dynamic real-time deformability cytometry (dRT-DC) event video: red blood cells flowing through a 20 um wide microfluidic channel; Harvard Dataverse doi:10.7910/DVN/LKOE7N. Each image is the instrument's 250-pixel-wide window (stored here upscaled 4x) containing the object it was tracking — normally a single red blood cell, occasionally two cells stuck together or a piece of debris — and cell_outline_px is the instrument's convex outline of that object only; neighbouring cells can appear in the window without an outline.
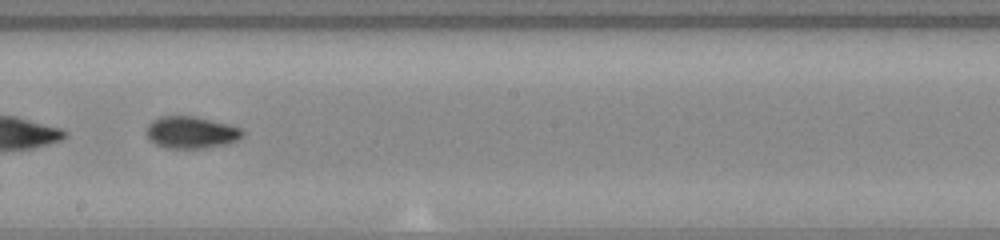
{"species": "common noctule bat (a hibernating species)", "species_latin": "Nyctalus noctula", "temperature_condition": "warm", "stored_images_in_passage": 54, "camera_frame_rate_fps": 3000, "um_per_image_px": 0.085, "animal": {"sex": "female", "body_mass_g": 23.0, "forearm_length_mm": 53.4}, "frame": {"image": 1, "passage_image": 31, "time_ms": 10.0, "image_size_px": [1000, 240], "cell_outline_px": [[244, 136], [228, 144], [204, 148], [168, 148], [156, 144], [148, 140], [144, 132], [144, 128], [152, 120], [160, 116], [196, 116], [228, 124], [240, 128], [244, 132]], "centroid_in_image_um": [16.2, 11.25], "position_along_channel_um": 232.0, "area_um2": 18.21}, "authors_computed_cell_mechanics": {"area_um2": 17.8024, "velocity_mm_per_s": 3.7826, "shape_relaxation_time_tau1_ms": 4.3551, "shape_relaxation_time_tau2_ms": 2.415, "deformation_change_tau1": 0.1778, "deformation_change_tau2": 0.0551}}